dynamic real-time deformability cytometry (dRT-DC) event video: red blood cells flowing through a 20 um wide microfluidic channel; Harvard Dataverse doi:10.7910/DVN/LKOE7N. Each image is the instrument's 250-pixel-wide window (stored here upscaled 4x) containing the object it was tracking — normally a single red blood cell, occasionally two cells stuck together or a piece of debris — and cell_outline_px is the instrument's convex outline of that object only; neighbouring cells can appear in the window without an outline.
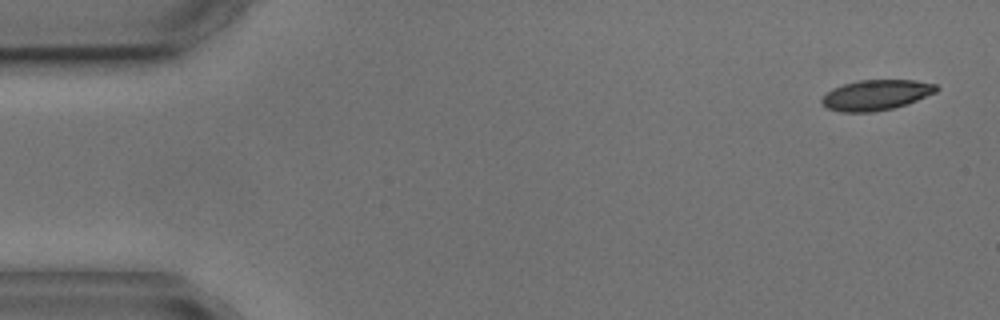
{"species": "common noctule bat (a hibernating species)", "species_latin": "Nyctalus noctula", "temperature_condition": "cold", "stored_images_in_passage": 3, "camera_frame_rate_fps": 3000, "um_per_image_px": 0.085, "animal": {"sex": "male", "body_mass_g": 17.9, "forearm_length_mm": 54.2}, "frame": {"image": 1, "passage_image": 1, "time_ms": 0.0, "image_size_px": [1000, 320], "cell_outline_px": [[940, 88], [936, 92], [916, 100], [892, 108], [872, 112], [840, 112], [828, 108], [820, 100], [832, 88], [844, 84], [860, 80], [916, 80], [936, 84]], "centroid_in_image_um": [74.47, 8.06], "position_along_channel_um": 10.5, "area_um2": 20.06}}